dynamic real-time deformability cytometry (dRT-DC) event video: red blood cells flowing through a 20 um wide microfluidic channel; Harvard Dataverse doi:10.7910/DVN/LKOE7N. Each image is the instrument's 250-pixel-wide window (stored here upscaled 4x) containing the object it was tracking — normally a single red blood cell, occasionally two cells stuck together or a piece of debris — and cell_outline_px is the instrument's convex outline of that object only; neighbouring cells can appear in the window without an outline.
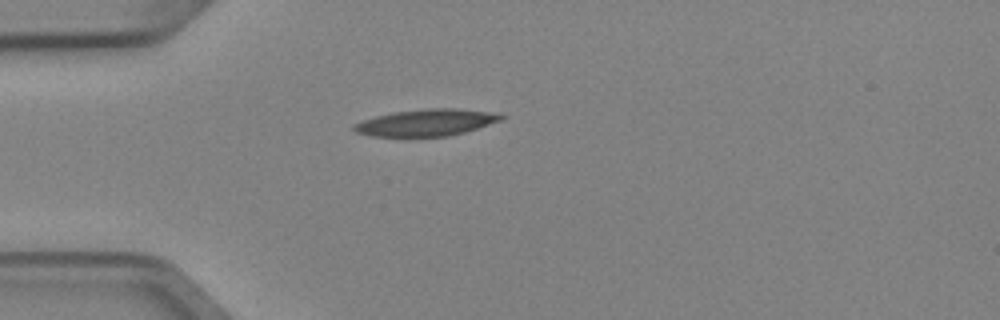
{"species": "Egyptian fruit bat (a non-hibernating species)", "species_latin": "Rousettus aegyptiacus", "temperature_condition": "cold", "stored_images_in_passage": 1, "camera_frame_rate_fps": 3000, "um_per_image_px": 0.085, "animal": {"sex": "female"}, "frame": {"image": 1, "passage_image": 1, "time_ms": 0.0, "image_size_px": [1000, 320], "cell_outline_px": [[508, 116], [504, 120], [464, 132], [448, 136], [372, 136], [356, 132], [352, 128], [352, 124], [376, 116], [392, 112], [428, 108], [456, 108], [500, 112]], "centroid_in_image_um": [36.33, 10.4], "position_along_channel_um": 48.7, "area_um2": 23.24}}